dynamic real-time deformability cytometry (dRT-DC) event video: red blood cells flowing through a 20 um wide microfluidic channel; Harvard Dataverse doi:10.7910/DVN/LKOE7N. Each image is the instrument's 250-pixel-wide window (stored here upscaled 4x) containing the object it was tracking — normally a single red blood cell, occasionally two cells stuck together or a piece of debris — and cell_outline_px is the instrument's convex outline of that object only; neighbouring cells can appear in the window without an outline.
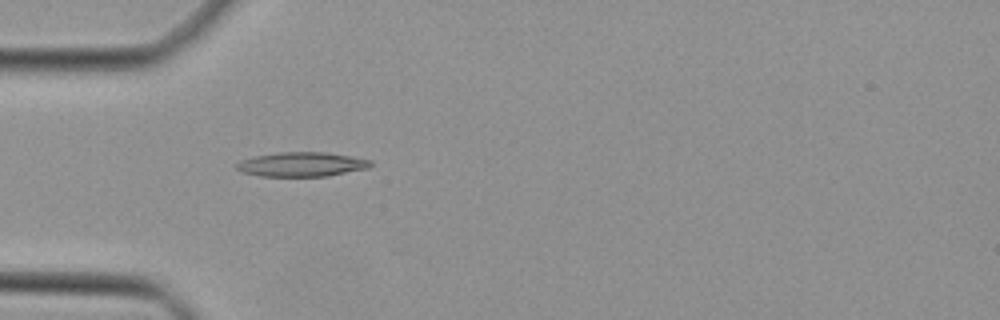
{"species": "Egyptian fruit bat (a non-hibernating species)", "species_latin": "Rousettus aegyptiacus", "temperature_condition": "cold", "stored_images_in_passage": 10, "camera_frame_rate_fps": 3000, "um_per_image_px": 0.085, "animal": {"sex": "female"}, "frame": {"image": 1, "passage_image": 1, "time_ms": 0.0, "image_size_px": [1000, 320], "cell_outline_px": [[372, 164], [368, 168], [328, 176], [260, 176], [244, 172], [236, 168], [236, 164], [240, 160], [256, 156], [280, 152], [324, 152], [352, 156], [372, 160]], "centroid_in_image_um": [25.67, 13.96], "position_along_channel_um": 59.3, "area_um2": 18.96}}
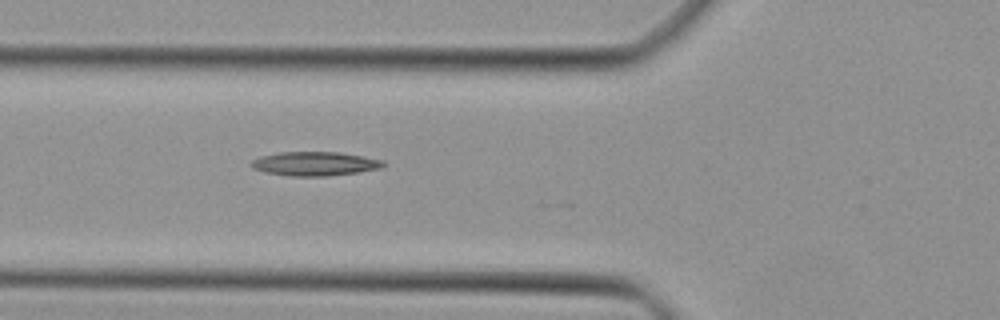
{"frame": {"image": 2, "passage_image": 4, "time_ms": 1.0, "image_size_px": [1000, 320], "cell_outline_px": [[384, 164], [380, 168], [360, 172], [328, 176], [288, 176], [264, 172], [252, 168], [248, 164], [252, 160], [260, 156], [280, 152], [340, 152], [364, 156], [384, 160]], "centroid_in_image_um": [26.73, 13.92], "position_along_channel_um": 99.1, "area_um2": 18.67}}
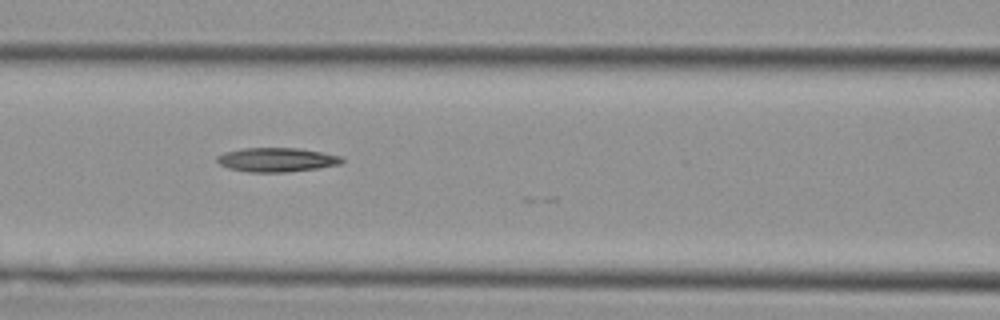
{"frame": {"image": 3, "passage_image": 7, "time_ms": 2.0, "image_size_px": [1000, 320], "cell_outline_px": [[344, 160], [340, 164], [320, 168], [288, 172], [248, 172], [228, 168], [220, 164], [216, 160], [216, 156], [224, 152], [244, 148], [300, 148], [340, 156]], "centroid_in_image_um": [23.5, 13.58], "position_along_channel_um": 143.1, "area_um2": 17.57}}